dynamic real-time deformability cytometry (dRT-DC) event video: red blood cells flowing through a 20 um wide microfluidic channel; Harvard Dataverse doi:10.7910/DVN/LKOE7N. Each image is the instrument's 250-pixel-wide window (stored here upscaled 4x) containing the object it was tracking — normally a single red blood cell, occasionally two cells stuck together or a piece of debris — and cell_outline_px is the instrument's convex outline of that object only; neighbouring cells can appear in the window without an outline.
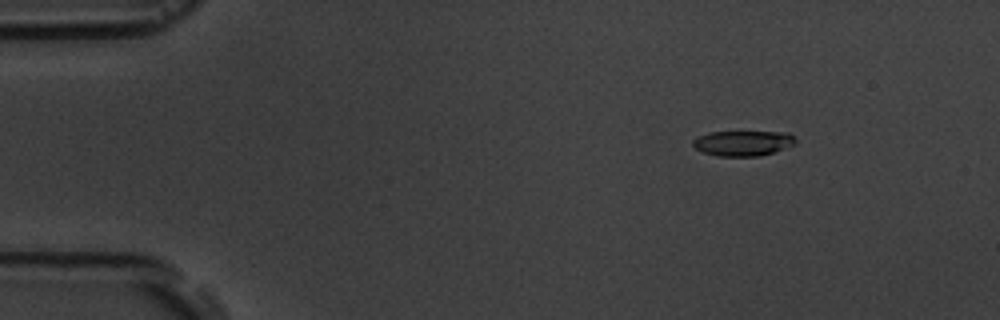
{"species": "common noctule bat (a hibernating species)", "species_latin": "Nyctalus noctula", "temperature_condition": "room temperature", "stored_images_in_passage": 7, "camera_frame_rate_fps": 3000, "um_per_image_px": 0.085, "animal": {"sex": "male", "body_mass_g": 19.5, "forearm_length_mm": 54.6}, "frame": {"image": 1, "passage_image": 3, "time_ms": 2.333, "image_size_px": [1000, 320], "cell_outline_px": [[796, 144], [760, 156], [716, 156], [704, 152], [696, 148], [692, 144], [692, 140], [708, 132], [788, 132], [796, 136]], "centroid_in_image_um": [63.18, 12.16], "position_along_channel_um": 21.8, "area_um2": 15.09}}
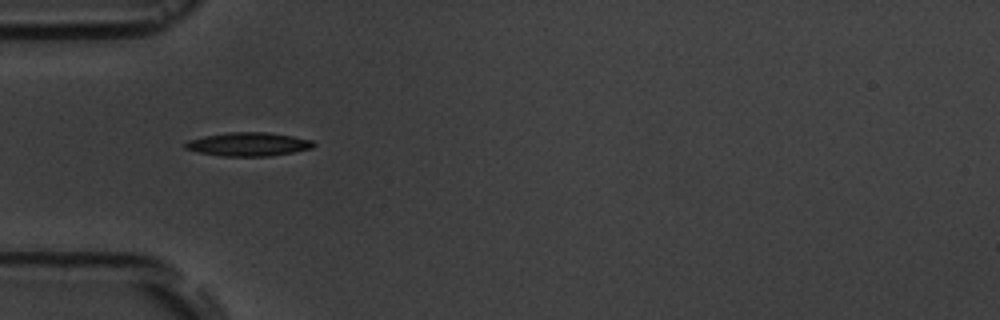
{"frame": {"image": 2, "passage_image": 6, "time_ms": 5.667, "image_size_px": [1000, 320], "cell_outline_px": [[316, 144], [312, 148], [272, 156], [224, 156], [200, 152], [184, 148], [184, 144], [188, 140], [204, 136], [228, 132], [268, 132], [292, 136], [312, 140]], "centroid_in_image_um": [21.12, 12.25], "position_along_channel_um": 63.9, "area_um2": 17.57}}
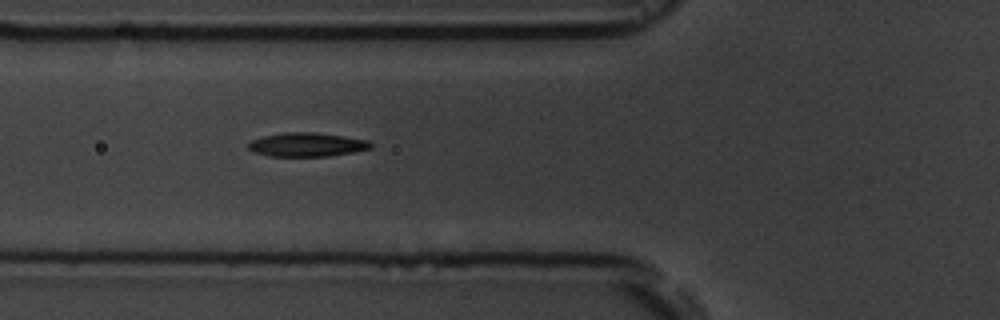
{"frame": {"image": 3, "passage_image": 7, "time_ms": 6.667, "image_size_px": [1000, 320], "cell_outline_px": [[372, 148], [352, 152], [328, 156], [268, 156], [252, 152], [248, 148], [248, 144], [252, 140], [264, 136], [284, 132], [316, 132], [368, 140], [372, 144]], "centroid_in_image_um": [26.06, 12.29], "position_along_channel_um": 99.7, "area_um2": 16.99}}